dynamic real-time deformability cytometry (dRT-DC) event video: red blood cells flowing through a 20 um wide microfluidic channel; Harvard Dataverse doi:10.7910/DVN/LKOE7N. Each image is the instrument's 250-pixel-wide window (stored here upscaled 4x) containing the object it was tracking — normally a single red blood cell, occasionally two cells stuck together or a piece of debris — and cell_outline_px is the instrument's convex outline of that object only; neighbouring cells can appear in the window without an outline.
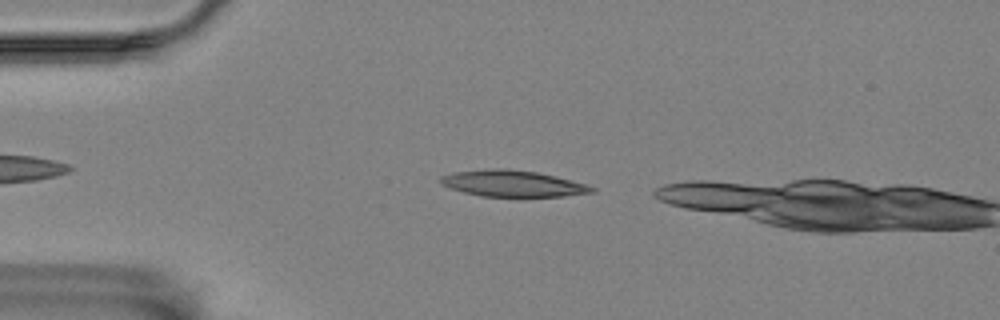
{"species": "Egyptian fruit bat (a non-hibernating species)", "species_latin": "Rousettus aegyptiacus", "temperature_condition": "room temperature", "stored_images_in_passage": 7, "camera_frame_rate_fps": 3000, "um_per_image_px": 0.085, "animal": {"sex": "female"}, "frame": {"image": 1, "passage_image": 4, "time_ms": 1.0, "image_size_px": [1000, 320], "cell_outline_px": [[596, 192], [564, 196], [480, 196], [464, 192], [440, 184], [440, 176], [452, 172], [488, 168], [508, 168], [536, 172], [556, 176], [584, 184], [596, 188]], "centroid_in_image_um": [43.55, 15.58], "position_along_channel_um": 41.5, "area_um2": 23.18}}